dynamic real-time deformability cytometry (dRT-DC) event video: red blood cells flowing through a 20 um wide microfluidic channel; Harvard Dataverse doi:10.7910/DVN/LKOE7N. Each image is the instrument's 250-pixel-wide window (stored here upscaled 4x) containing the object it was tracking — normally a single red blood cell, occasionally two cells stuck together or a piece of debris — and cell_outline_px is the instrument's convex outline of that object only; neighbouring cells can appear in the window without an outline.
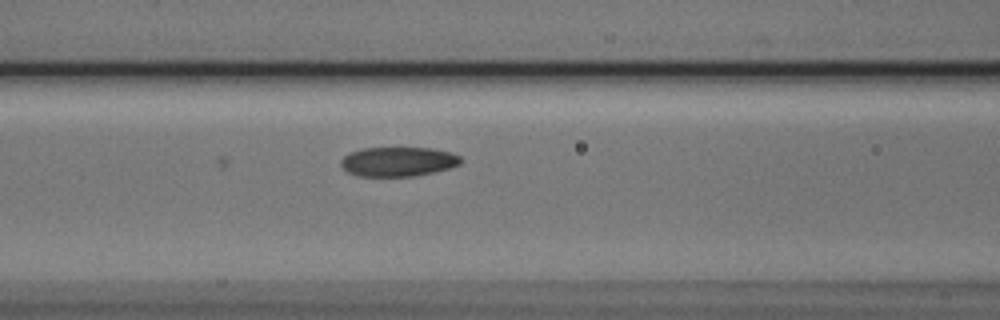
{"species": "Egyptian fruit bat (a non-hibernating species)", "species_latin": "Rousettus aegyptiacus", "temperature_condition": "cold", "stored_images_in_passage": 7, "camera_frame_rate_fps": 3000, "um_per_image_px": 0.085, "animal": {"sex": "male"}, "frame": {"image": 1, "passage_image": 7, "time_ms": 2.0, "image_size_px": [1000, 320], "cell_outline_px": [[460, 164], [448, 168], [432, 172], [412, 176], [356, 176], [348, 172], [340, 164], [340, 160], [348, 152], [360, 148], [432, 148], [452, 152], [460, 156]], "centroid_in_image_um": [33.8, 13.73], "position_along_channel_um": 132.8, "area_um2": 20.58}}